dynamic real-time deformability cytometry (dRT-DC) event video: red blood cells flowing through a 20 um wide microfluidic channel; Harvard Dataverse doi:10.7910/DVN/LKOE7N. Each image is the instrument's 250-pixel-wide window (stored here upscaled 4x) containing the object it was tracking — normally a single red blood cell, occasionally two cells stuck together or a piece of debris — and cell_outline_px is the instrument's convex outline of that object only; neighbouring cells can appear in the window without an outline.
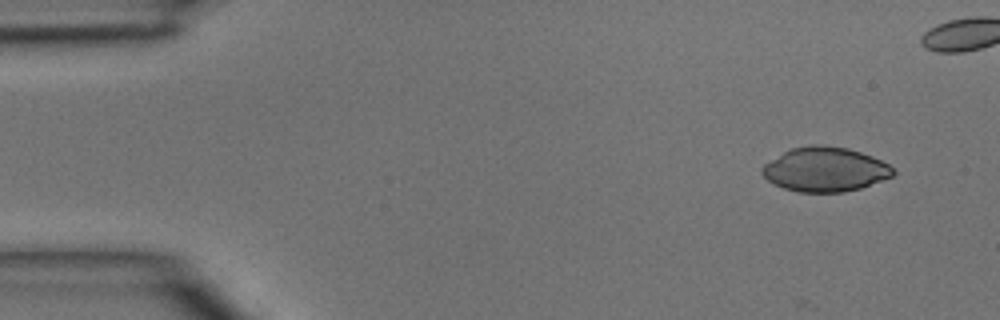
{"species": "common noctule bat (a hibernating species)", "species_latin": "Nyctalus noctula", "temperature_condition": "room temperature", "stored_images_in_passage": 4, "camera_frame_rate_fps": 3000, "um_per_image_px": 0.085, "animal": {"sex": "male", "body_mass_g": 15.6}, "frame": {"image": 1, "passage_image": 1, "time_ms": 0.0, "image_size_px": [1000, 320], "cell_outline_px": [[896, 172], [892, 176], [860, 188], [844, 192], [800, 192], [784, 188], [768, 180], [760, 172], [760, 168], [764, 164], [784, 152], [792, 148], [812, 144], [820, 144], [848, 148], [872, 156], [888, 164]], "centroid_in_image_um": [70.12, 14.39], "position_along_channel_um": 14.9, "area_um2": 33.7}}
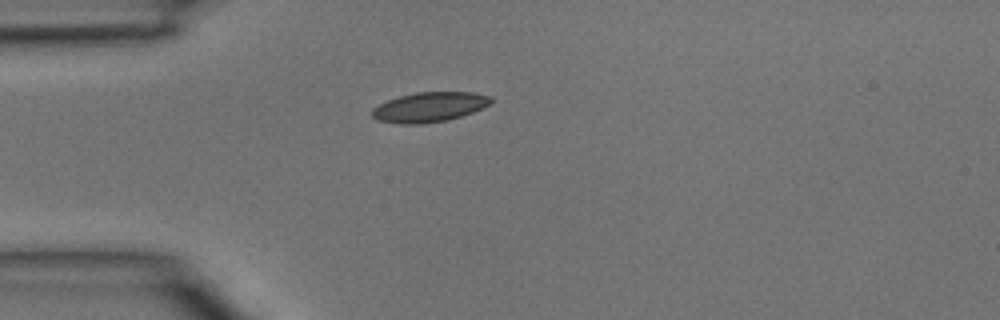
{"frame": {"image": 2, "passage_image": 4, "time_ms": 1.0, "image_size_px": [1000, 320], "cell_outline_px": [[492, 104], [472, 112], [448, 120], [424, 124], [400, 124], [376, 120], [372, 116], [372, 108], [388, 100], [400, 96], [416, 92], [472, 92], [492, 96]], "centroid_in_image_um": [36.51, 9.1], "position_along_channel_um": 48.5, "area_um2": 20.75}}